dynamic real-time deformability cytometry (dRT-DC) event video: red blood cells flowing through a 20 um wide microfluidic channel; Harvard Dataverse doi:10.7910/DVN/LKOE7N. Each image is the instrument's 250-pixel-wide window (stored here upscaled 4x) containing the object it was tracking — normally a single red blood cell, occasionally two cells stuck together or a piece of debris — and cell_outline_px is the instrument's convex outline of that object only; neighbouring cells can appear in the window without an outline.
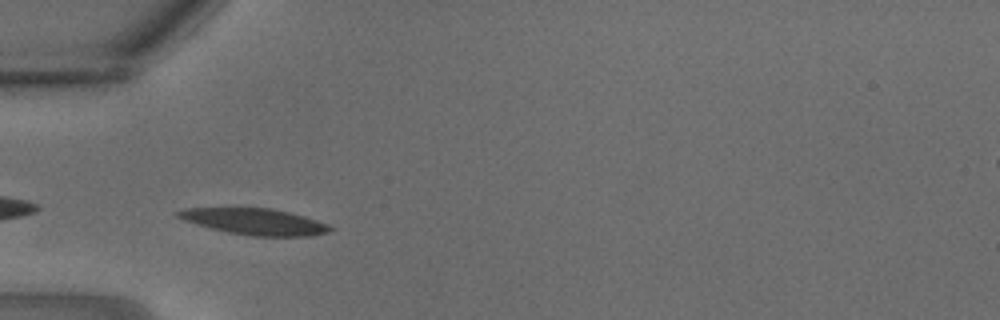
{"species": "common noctule bat (a hibernating species)", "species_latin": "Nyctalus noctula", "temperature_condition": "warm", "stored_images_in_passage": 27, "camera_frame_rate_fps": 3000, "um_per_image_px": 0.085, "animal": {"sex": "male", "body_mass_g": 18.8}, "frame": {"image": 1, "passage_image": 6, "time_ms": 1.667, "image_size_px": [1000, 320], "cell_outline_px": [[336, 228], [332, 232], [312, 236], [252, 236], [228, 232], [196, 224], [184, 220], [176, 216], [176, 212], [184, 208], [272, 208], [304, 216], [328, 224]], "centroid_in_image_um": [21.71, 18.84], "position_along_channel_um": 63.3, "area_um2": 23.29}}
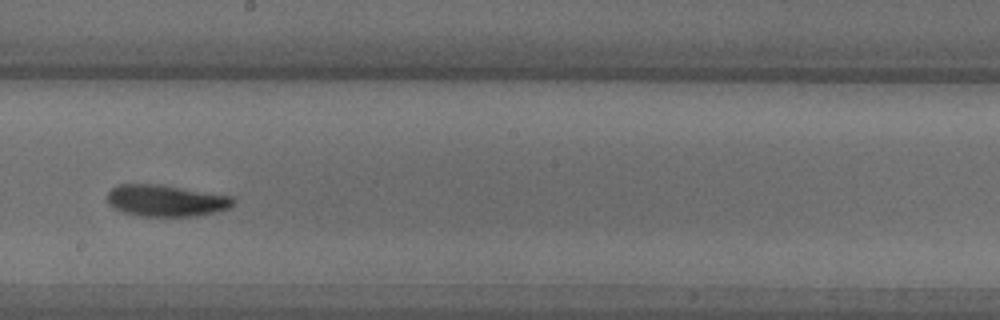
{"frame": {"image": 2, "passage_image": 14, "time_ms": 4.333, "image_size_px": [1000, 320], "cell_outline_px": [[236, 200], [228, 208], [220, 212], [196, 216], [140, 216], [124, 212], [108, 204], [108, 192], [112, 188], [120, 184], [156, 184], [232, 196]], "centroid_in_image_um": [14.13, 17.06], "position_along_channel_um": 234.1, "area_um2": 23.06}}
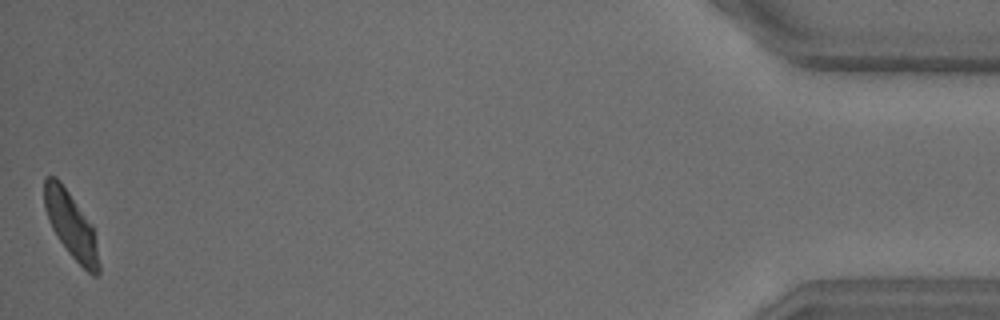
{"frame": {"image": 3, "passage_image": 27, "time_ms": 8.667, "image_size_px": [1000, 320], "cell_outline_px": [[100, 272], [96, 276], [92, 276], [68, 252], [52, 228], [48, 220], [44, 208], [44, 176], [56, 176], [60, 180], [92, 224], [100, 264]], "centroid_in_image_um": [6.03, 19.11], "position_along_channel_um": 429.2, "area_um2": 20.87}}